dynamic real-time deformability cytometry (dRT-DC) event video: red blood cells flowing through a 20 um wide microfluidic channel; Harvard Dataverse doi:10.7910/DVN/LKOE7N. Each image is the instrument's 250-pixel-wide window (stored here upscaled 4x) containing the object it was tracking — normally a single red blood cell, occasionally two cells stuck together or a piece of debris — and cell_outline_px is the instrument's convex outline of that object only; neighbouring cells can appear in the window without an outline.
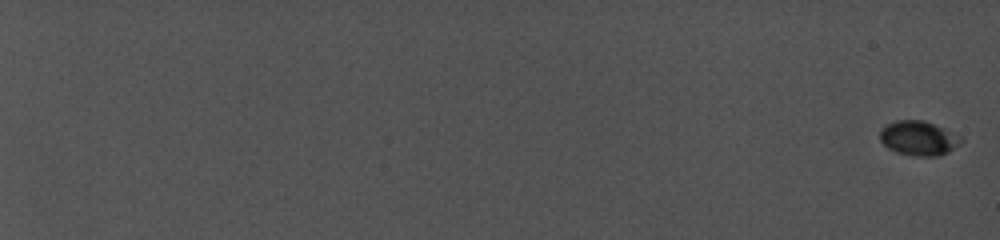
{"species": "common noctule bat (a hibernating species)", "species_latin": "Nyctalus noctula", "temperature_condition": "cold", "stored_images_in_passage": 66, "camera_frame_rate_fps": 5000, "um_per_image_px": 0.085, "animal": {"sex": "female", "body_mass_g": 19.0, "forearm_length_mm": 56.7}, "frame": {"image": 1, "passage_image": 1, "time_ms": 0.0, "image_size_px": [1000, 240], "cell_outline_px": [[964, 140], [960, 144], [948, 152], [940, 156], [916, 156], [896, 152], [888, 148], [880, 140], [880, 132], [888, 124], [896, 120], [924, 120], [960, 136]], "centroid_in_image_um": [78.09, 11.76], "position_along_channel_um": 6.9, "area_um2": 16.13}}
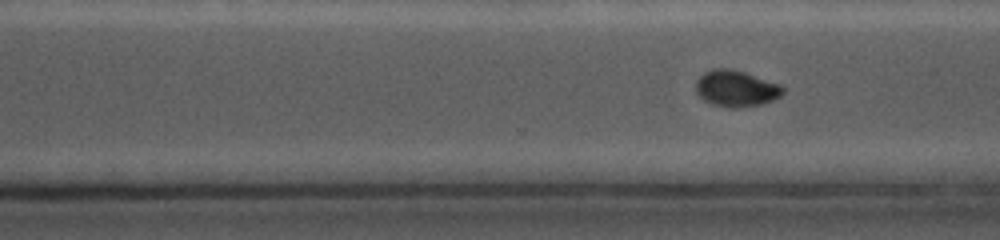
{"frame": {"image": 2, "passage_image": 51, "time_ms": 16.2, "image_size_px": [1000, 240], "cell_outline_px": [[784, 92], [780, 96], [772, 100], [760, 104], [736, 108], [712, 104], [704, 100], [696, 92], [696, 80], [704, 72], [716, 68], [732, 68], [780, 84], [784, 88]], "centroid_in_image_um": [62.56, 7.51], "position_along_channel_um": 308.0, "area_um2": 18.26}}
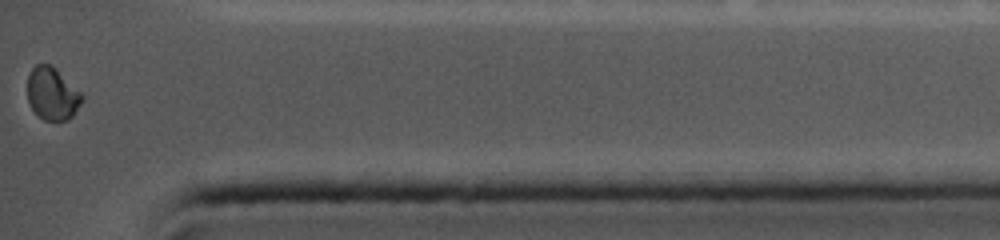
{"frame": {"image": 3, "passage_image": 66, "time_ms": 19.4, "image_size_px": [1000, 240], "cell_outline_px": [[84, 96], [80, 104], [72, 116], [68, 120], [44, 120], [32, 108], [28, 100], [28, 72], [36, 64], [48, 64], [56, 68]], "centroid_in_image_um": [4.43, 7.95], "position_along_channel_um": 430.8, "area_um2": 16.47}, "authors_computed_cell_mechanics": {"area_um2": 17.5134, "velocity_mm_per_s": 3.9159, "shape_relaxation_time_tau1_ms": 6.9163, "shape_relaxation_time_tau2_ms": null, "deformation_change_tau1": 0.1357, "deformation_change_tau2": null}}